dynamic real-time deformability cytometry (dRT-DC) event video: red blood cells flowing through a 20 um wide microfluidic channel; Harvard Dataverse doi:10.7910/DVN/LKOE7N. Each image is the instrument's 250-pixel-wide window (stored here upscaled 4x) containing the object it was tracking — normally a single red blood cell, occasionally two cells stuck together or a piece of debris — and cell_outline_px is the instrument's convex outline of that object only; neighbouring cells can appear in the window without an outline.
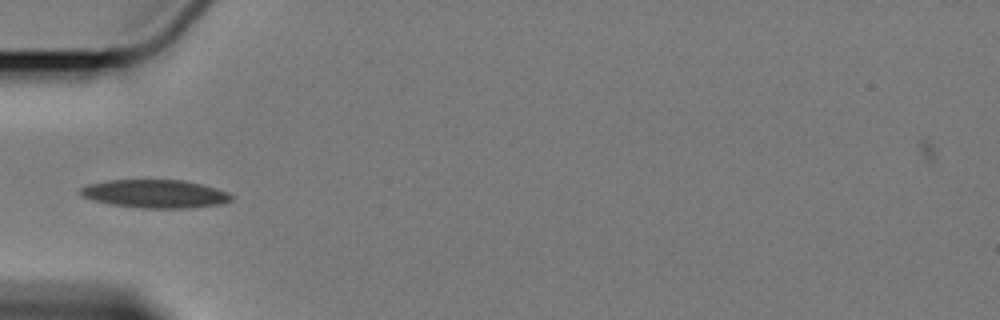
{"species": "Egyptian fruit bat (a non-hibernating species)", "species_latin": "Rousettus aegyptiacus", "temperature_condition": "cold", "stored_images_in_passage": 7, "camera_frame_rate_fps": 3000, "um_per_image_px": 0.085, "animal": {"sex": "female"}, "frame": {"image": 1, "passage_image": 3, "time_ms": 2.333, "image_size_px": [1000, 320], "cell_outline_px": [[232, 200], [220, 204], [192, 208], [136, 208], [108, 204], [92, 200], [80, 196], [76, 192], [80, 188], [92, 184], [108, 180], [184, 180], [216, 188], [228, 192], [232, 196]], "centroid_in_image_um": [13.14, 16.48], "position_along_channel_um": 71.9, "area_um2": 25.03}}
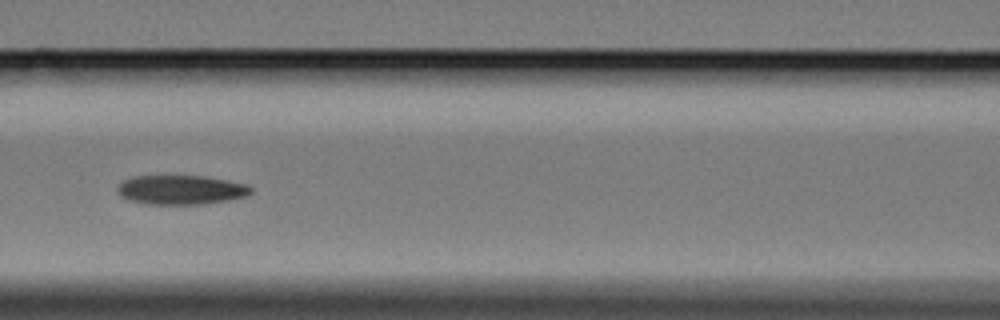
{"frame": {"image": 2, "passage_image": 5, "time_ms": 4.667, "image_size_px": [1000, 320], "cell_outline_px": [[252, 192], [248, 196], [228, 200], [204, 204], [144, 204], [128, 200], [120, 196], [116, 192], [116, 188], [124, 180], [132, 176], [204, 176], [248, 184], [252, 188]], "centroid_in_image_um": [15.37, 16.14], "position_along_channel_um": 151.2, "area_um2": 23.0}}
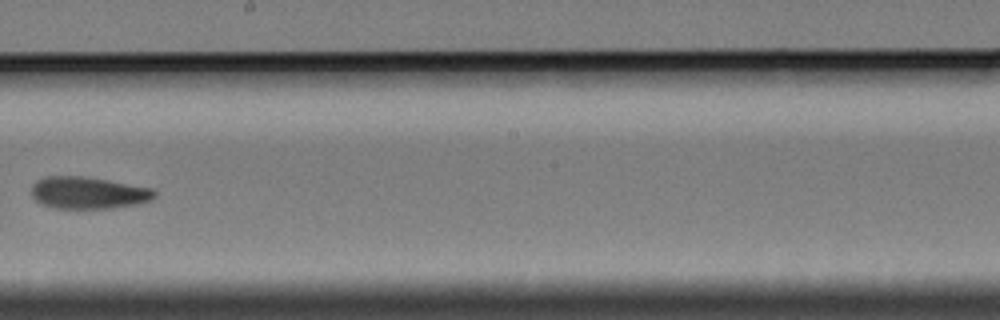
{"frame": {"image": 3, "passage_image": 7, "time_ms": 7.333, "image_size_px": [1000, 320], "cell_outline_px": [[156, 196], [152, 200], [140, 204], [112, 208], [52, 208], [40, 204], [32, 196], [32, 184], [36, 180], [48, 176], [80, 176], [152, 188], [156, 192]], "centroid_in_image_um": [7.49, 16.4], "position_along_channel_um": 240.7, "area_um2": 22.95}}